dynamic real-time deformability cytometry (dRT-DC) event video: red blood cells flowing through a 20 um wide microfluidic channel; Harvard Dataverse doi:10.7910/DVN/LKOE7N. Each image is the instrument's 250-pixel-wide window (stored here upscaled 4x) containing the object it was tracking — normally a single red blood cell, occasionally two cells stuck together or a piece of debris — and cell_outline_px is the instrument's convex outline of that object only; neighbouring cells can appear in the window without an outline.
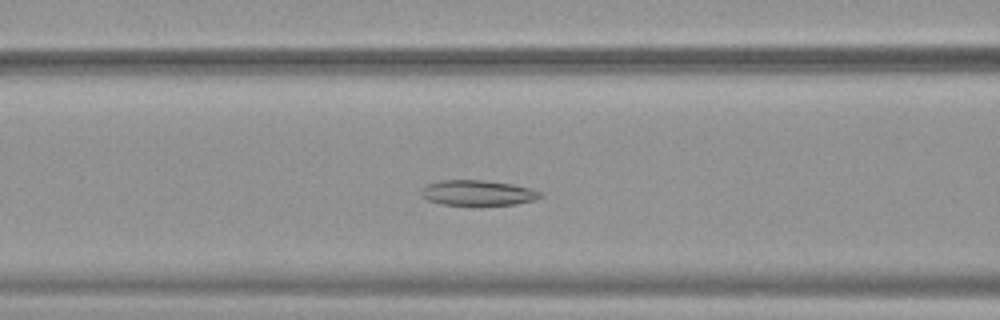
{"species": "common noctule bat (a hibernating species)", "species_latin": "Nyctalus noctula", "temperature_condition": "warm", "stored_images_in_passage": 47, "camera_frame_rate_fps": 3000, "um_per_image_px": 0.085, "animal": {"sex": "female", "body_mass_g": 19.9}, "frame": {"image": 1, "passage_image": 17, "time_ms": 5.333, "image_size_px": [1000, 320], "cell_outline_px": [[544, 196], [536, 200], [516, 204], [476, 208], [440, 204], [428, 200], [420, 196], [420, 188], [428, 184], [440, 180], [484, 180], [512, 184], [532, 188], [544, 192]], "centroid_in_image_um": [40.63, 16.44], "position_along_channel_um": 126.0, "area_um2": 18.79}}
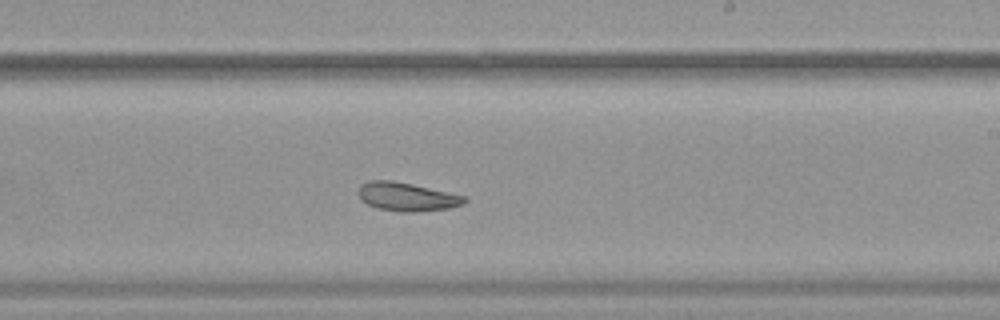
{"frame": {"image": 2, "passage_image": 27, "time_ms": 8.667, "image_size_px": [1000, 320], "cell_outline_px": [[468, 200], [464, 204], [448, 208], [412, 212], [400, 212], [376, 208], [360, 200], [356, 192], [360, 184], [368, 180], [392, 180], [412, 184], [448, 192], [464, 196]], "centroid_in_image_um": [34.51, 16.72], "position_along_channel_um": 254.5, "area_um2": 17.8}}
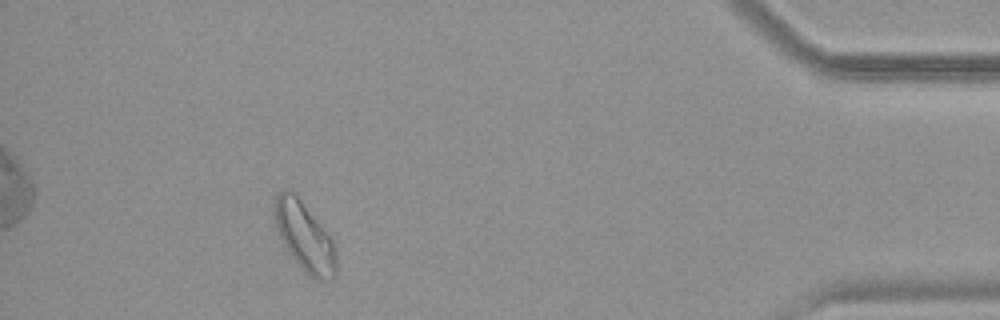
{"frame": {"image": 3, "passage_image": 43, "time_ms": 14.0, "image_size_px": [1000, 320], "cell_outline_px": [[336, 276], [332, 280], [316, 280], [308, 276], [296, 264], [284, 244], [276, 228], [272, 208], [272, 204], [276, 196], [280, 192], [292, 192], [300, 200], [332, 240], [336, 248]], "centroid_in_image_um": [25.88, 20.2], "position_along_channel_um": 409.3, "area_um2": 24.57}}